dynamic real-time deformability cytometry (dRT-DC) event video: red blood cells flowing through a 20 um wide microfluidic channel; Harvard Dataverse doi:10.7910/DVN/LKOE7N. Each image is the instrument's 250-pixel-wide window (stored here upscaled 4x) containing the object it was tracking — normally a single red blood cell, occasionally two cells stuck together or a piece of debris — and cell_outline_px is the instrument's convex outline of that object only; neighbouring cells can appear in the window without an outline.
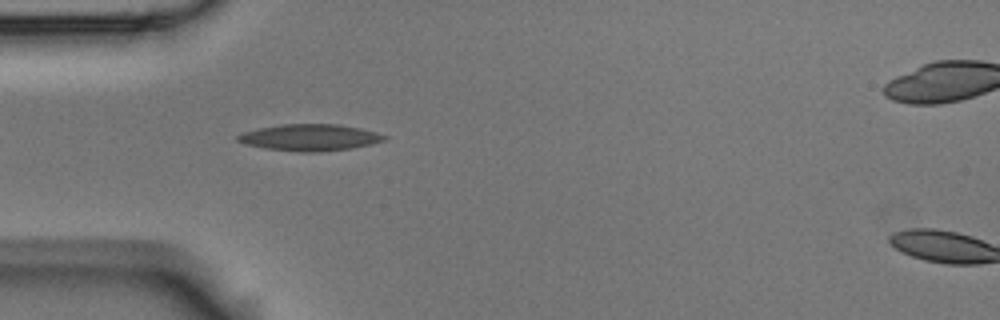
{"species": "Egyptian fruit bat (a non-hibernating species)", "species_latin": "Rousettus aegyptiacus", "temperature_condition": "room temperature", "stored_images_in_passage": 6, "camera_frame_rate_fps": 3000, "um_per_image_px": 0.085, "animal": {"sex": "male"}, "frame": {"image": 1, "passage_image": 5, "time_ms": 1.333, "image_size_px": [1000, 320], "cell_outline_px": [[388, 136], [384, 140], [372, 144], [352, 148], [312, 152], [300, 152], [264, 148], [244, 144], [236, 140], [236, 136], [244, 132], [260, 128], [280, 124], [340, 124], [360, 128], [376, 132]], "centroid_in_image_um": [26.33, 11.68], "position_along_channel_um": 58.7, "area_um2": 22.66}}